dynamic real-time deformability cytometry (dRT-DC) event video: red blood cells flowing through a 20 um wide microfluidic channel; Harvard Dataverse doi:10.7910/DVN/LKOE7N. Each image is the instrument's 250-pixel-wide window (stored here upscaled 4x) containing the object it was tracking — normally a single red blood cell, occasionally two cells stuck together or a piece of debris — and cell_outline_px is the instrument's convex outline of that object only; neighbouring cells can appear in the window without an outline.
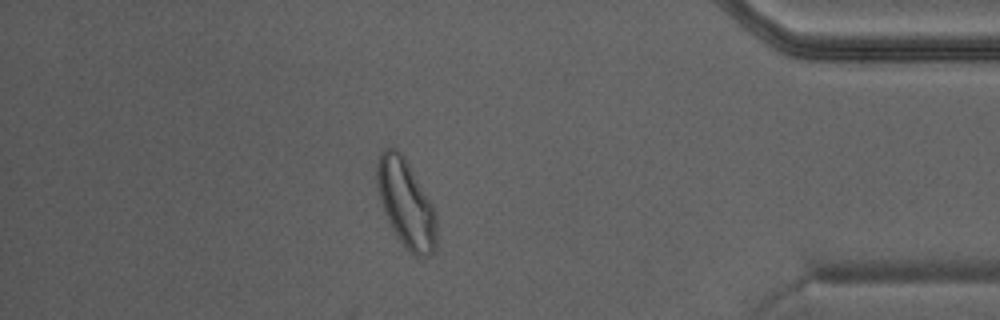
{"species": "Egyptian fruit bat (a non-hibernating species)", "species_latin": "Rousettus aegyptiacus", "temperature_condition": "warm", "stored_images_in_passage": 38, "camera_frame_rate_fps": 3000, "um_per_image_px": 0.085, "animal": {"sex": "male"}, "frame": {"image": 1, "passage_image": 33, "time_ms": 10.667, "image_size_px": [1000, 320], "cell_outline_px": [[436, 248], [428, 256], [416, 256], [400, 240], [392, 228], [384, 212], [376, 188], [376, 164], [380, 152], [384, 148], [396, 148], [404, 156], [432, 204], [436, 212]], "centroid_in_image_um": [34.49, 17.25], "position_along_channel_um": 400.7, "area_um2": 30.29}}